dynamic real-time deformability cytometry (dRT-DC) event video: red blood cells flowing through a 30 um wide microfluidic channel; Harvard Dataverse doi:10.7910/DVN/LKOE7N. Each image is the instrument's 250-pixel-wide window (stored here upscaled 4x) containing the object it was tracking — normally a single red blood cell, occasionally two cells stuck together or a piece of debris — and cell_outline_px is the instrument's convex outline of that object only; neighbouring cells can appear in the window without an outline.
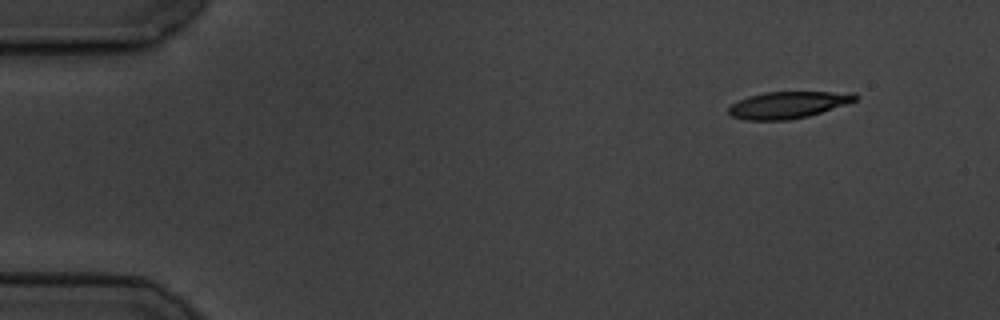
{"species": "common noctule bat (a hibernating species)", "species_latin": "Nyctalus noctula", "temperature_condition": "cold", "stored_images_in_passage": 5, "segment_of_instrument_passage": [1, 2], "camera_frame_rate_fps": 3000, "um_per_image_px": 0.085, "animal": {"sex": "male", "body_mass_g": 19.5, "forearm_length_mm": 54.6}, "frame": {"image": 1, "passage_image": 1, "time_ms": 0.0, "image_size_px": [1000, 320], "cell_outline_px": [[860, 96], [856, 100], [808, 116], [788, 120], [744, 120], [732, 116], [728, 112], [728, 108], [732, 104], [748, 96], [764, 92], [856, 92]], "centroid_in_image_um": [66.97, 8.91], "position_along_channel_um": 18.0, "area_um2": 19.65}}